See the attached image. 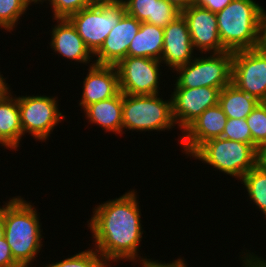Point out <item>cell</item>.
Masks as SVG:
<instances>
[{
    "mask_svg": "<svg viewBox=\"0 0 266 267\" xmlns=\"http://www.w3.org/2000/svg\"><path fill=\"white\" fill-rule=\"evenodd\" d=\"M160 97L159 94L123 93L122 134L128 130L142 133L143 131L165 132L175 128L171 97L168 100Z\"/></svg>",
    "mask_w": 266,
    "mask_h": 267,
    "instance_id": "cell-4",
    "label": "cell"
},
{
    "mask_svg": "<svg viewBox=\"0 0 266 267\" xmlns=\"http://www.w3.org/2000/svg\"><path fill=\"white\" fill-rule=\"evenodd\" d=\"M231 1L232 0H193V4L217 13L227 6Z\"/></svg>",
    "mask_w": 266,
    "mask_h": 267,
    "instance_id": "cell-32",
    "label": "cell"
},
{
    "mask_svg": "<svg viewBox=\"0 0 266 267\" xmlns=\"http://www.w3.org/2000/svg\"><path fill=\"white\" fill-rule=\"evenodd\" d=\"M258 48L266 52V11L262 8Z\"/></svg>",
    "mask_w": 266,
    "mask_h": 267,
    "instance_id": "cell-33",
    "label": "cell"
},
{
    "mask_svg": "<svg viewBox=\"0 0 266 267\" xmlns=\"http://www.w3.org/2000/svg\"><path fill=\"white\" fill-rule=\"evenodd\" d=\"M88 74L83 79L79 106L88 105L117 96L120 93L119 76L116 66L93 64L88 66Z\"/></svg>",
    "mask_w": 266,
    "mask_h": 267,
    "instance_id": "cell-16",
    "label": "cell"
},
{
    "mask_svg": "<svg viewBox=\"0 0 266 267\" xmlns=\"http://www.w3.org/2000/svg\"><path fill=\"white\" fill-rule=\"evenodd\" d=\"M31 4H42L45 2L46 3V0H28Z\"/></svg>",
    "mask_w": 266,
    "mask_h": 267,
    "instance_id": "cell-39",
    "label": "cell"
},
{
    "mask_svg": "<svg viewBox=\"0 0 266 267\" xmlns=\"http://www.w3.org/2000/svg\"><path fill=\"white\" fill-rule=\"evenodd\" d=\"M4 233H5V226L3 223V218L0 215V240L4 238Z\"/></svg>",
    "mask_w": 266,
    "mask_h": 267,
    "instance_id": "cell-37",
    "label": "cell"
},
{
    "mask_svg": "<svg viewBox=\"0 0 266 267\" xmlns=\"http://www.w3.org/2000/svg\"><path fill=\"white\" fill-rule=\"evenodd\" d=\"M84 115L89 124H96L105 130L122 135L123 117V93L117 96L88 105L84 110Z\"/></svg>",
    "mask_w": 266,
    "mask_h": 267,
    "instance_id": "cell-19",
    "label": "cell"
},
{
    "mask_svg": "<svg viewBox=\"0 0 266 267\" xmlns=\"http://www.w3.org/2000/svg\"><path fill=\"white\" fill-rule=\"evenodd\" d=\"M163 37L164 29L162 27L141 22L139 31L128 47V56L161 60Z\"/></svg>",
    "mask_w": 266,
    "mask_h": 267,
    "instance_id": "cell-21",
    "label": "cell"
},
{
    "mask_svg": "<svg viewBox=\"0 0 266 267\" xmlns=\"http://www.w3.org/2000/svg\"><path fill=\"white\" fill-rule=\"evenodd\" d=\"M201 55L197 54L189 63L172 71L178 75L173 87H212L222 90L231 83L233 52Z\"/></svg>",
    "mask_w": 266,
    "mask_h": 267,
    "instance_id": "cell-6",
    "label": "cell"
},
{
    "mask_svg": "<svg viewBox=\"0 0 266 267\" xmlns=\"http://www.w3.org/2000/svg\"><path fill=\"white\" fill-rule=\"evenodd\" d=\"M259 103L232 83L220 91L218 102L228 119H246Z\"/></svg>",
    "mask_w": 266,
    "mask_h": 267,
    "instance_id": "cell-22",
    "label": "cell"
},
{
    "mask_svg": "<svg viewBox=\"0 0 266 267\" xmlns=\"http://www.w3.org/2000/svg\"><path fill=\"white\" fill-rule=\"evenodd\" d=\"M53 21L57 24L49 30L51 39L48 43L52 51L54 50L53 52L58 53V56L60 55L68 61L71 60L70 62L74 61V65L75 62L85 66L93 65L95 63L94 55L87 48L72 23L67 18H57ZM90 62L92 63L90 64Z\"/></svg>",
    "mask_w": 266,
    "mask_h": 267,
    "instance_id": "cell-17",
    "label": "cell"
},
{
    "mask_svg": "<svg viewBox=\"0 0 266 267\" xmlns=\"http://www.w3.org/2000/svg\"><path fill=\"white\" fill-rule=\"evenodd\" d=\"M35 205L22 196L9 198L0 215L5 226L4 237L14 260L21 267H32L43 247V229Z\"/></svg>",
    "mask_w": 266,
    "mask_h": 267,
    "instance_id": "cell-2",
    "label": "cell"
},
{
    "mask_svg": "<svg viewBox=\"0 0 266 267\" xmlns=\"http://www.w3.org/2000/svg\"><path fill=\"white\" fill-rule=\"evenodd\" d=\"M32 6L28 0H0V29L7 32L16 30L21 16ZM15 28V29H14Z\"/></svg>",
    "mask_w": 266,
    "mask_h": 267,
    "instance_id": "cell-24",
    "label": "cell"
},
{
    "mask_svg": "<svg viewBox=\"0 0 266 267\" xmlns=\"http://www.w3.org/2000/svg\"><path fill=\"white\" fill-rule=\"evenodd\" d=\"M181 12L193 4V0H167Z\"/></svg>",
    "mask_w": 266,
    "mask_h": 267,
    "instance_id": "cell-34",
    "label": "cell"
},
{
    "mask_svg": "<svg viewBox=\"0 0 266 267\" xmlns=\"http://www.w3.org/2000/svg\"><path fill=\"white\" fill-rule=\"evenodd\" d=\"M239 259L242 261V267H266V260L263 259L262 256L259 257L250 250H246V252L242 251V254L239 255Z\"/></svg>",
    "mask_w": 266,
    "mask_h": 267,
    "instance_id": "cell-30",
    "label": "cell"
},
{
    "mask_svg": "<svg viewBox=\"0 0 266 267\" xmlns=\"http://www.w3.org/2000/svg\"><path fill=\"white\" fill-rule=\"evenodd\" d=\"M184 259V260H183ZM140 267H188V263L185 261L184 257H179L176 260H173L172 262L169 261V263L162 262L161 260H155L152 259L148 261H144L142 263H137Z\"/></svg>",
    "mask_w": 266,
    "mask_h": 267,
    "instance_id": "cell-31",
    "label": "cell"
},
{
    "mask_svg": "<svg viewBox=\"0 0 266 267\" xmlns=\"http://www.w3.org/2000/svg\"><path fill=\"white\" fill-rule=\"evenodd\" d=\"M171 92L172 113L175 124L182 133L207 108L219 102L220 88L174 87Z\"/></svg>",
    "mask_w": 266,
    "mask_h": 267,
    "instance_id": "cell-11",
    "label": "cell"
},
{
    "mask_svg": "<svg viewBox=\"0 0 266 267\" xmlns=\"http://www.w3.org/2000/svg\"><path fill=\"white\" fill-rule=\"evenodd\" d=\"M239 181L244 185V189L246 188L250 202H253L266 218V170L257 164Z\"/></svg>",
    "mask_w": 266,
    "mask_h": 267,
    "instance_id": "cell-23",
    "label": "cell"
},
{
    "mask_svg": "<svg viewBox=\"0 0 266 267\" xmlns=\"http://www.w3.org/2000/svg\"><path fill=\"white\" fill-rule=\"evenodd\" d=\"M52 7V18H68L93 3L92 0H46Z\"/></svg>",
    "mask_w": 266,
    "mask_h": 267,
    "instance_id": "cell-28",
    "label": "cell"
},
{
    "mask_svg": "<svg viewBox=\"0 0 266 267\" xmlns=\"http://www.w3.org/2000/svg\"><path fill=\"white\" fill-rule=\"evenodd\" d=\"M141 22L125 13L112 28L101 48L94 54L95 64L116 66L128 56V47L139 31Z\"/></svg>",
    "mask_w": 266,
    "mask_h": 267,
    "instance_id": "cell-15",
    "label": "cell"
},
{
    "mask_svg": "<svg viewBox=\"0 0 266 267\" xmlns=\"http://www.w3.org/2000/svg\"><path fill=\"white\" fill-rule=\"evenodd\" d=\"M125 13L123 1L94 3L67 19L94 55Z\"/></svg>",
    "mask_w": 266,
    "mask_h": 267,
    "instance_id": "cell-7",
    "label": "cell"
},
{
    "mask_svg": "<svg viewBox=\"0 0 266 267\" xmlns=\"http://www.w3.org/2000/svg\"><path fill=\"white\" fill-rule=\"evenodd\" d=\"M126 13L139 22L165 28L181 11L167 0H123Z\"/></svg>",
    "mask_w": 266,
    "mask_h": 267,
    "instance_id": "cell-18",
    "label": "cell"
},
{
    "mask_svg": "<svg viewBox=\"0 0 266 267\" xmlns=\"http://www.w3.org/2000/svg\"><path fill=\"white\" fill-rule=\"evenodd\" d=\"M246 120L252 141L260 149L266 144V102H260Z\"/></svg>",
    "mask_w": 266,
    "mask_h": 267,
    "instance_id": "cell-26",
    "label": "cell"
},
{
    "mask_svg": "<svg viewBox=\"0 0 266 267\" xmlns=\"http://www.w3.org/2000/svg\"><path fill=\"white\" fill-rule=\"evenodd\" d=\"M162 64L153 58L125 57L116 65L120 92L129 95L160 94Z\"/></svg>",
    "mask_w": 266,
    "mask_h": 267,
    "instance_id": "cell-9",
    "label": "cell"
},
{
    "mask_svg": "<svg viewBox=\"0 0 266 267\" xmlns=\"http://www.w3.org/2000/svg\"><path fill=\"white\" fill-rule=\"evenodd\" d=\"M190 158L240 180L258 164V151L251 144L219 137L204 142Z\"/></svg>",
    "mask_w": 266,
    "mask_h": 267,
    "instance_id": "cell-5",
    "label": "cell"
},
{
    "mask_svg": "<svg viewBox=\"0 0 266 267\" xmlns=\"http://www.w3.org/2000/svg\"><path fill=\"white\" fill-rule=\"evenodd\" d=\"M227 116L219 104L207 108L181 134L178 140L182 153L191 156L204 142L222 136ZM182 135V136H181Z\"/></svg>",
    "mask_w": 266,
    "mask_h": 267,
    "instance_id": "cell-13",
    "label": "cell"
},
{
    "mask_svg": "<svg viewBox=\"0 0 266 267\" xmlns=\"http://www.w3.org/2000/svg\"><path fill=\"white\" fill-rule=\"evenodd\" d=\"M258 164L266 170V144L258 151Z\"/></svg>",
    "mask_w": 266,
    "mask_h": 267,
    "instance_id": "cell-36",
    "label": "cell"
},
{
    "mask_svg": "<svg viewBox=\"0 0 266 267\" xmlns=\"http://www.w3.org/2000/svg\"><path fill=\"white\" fill-rule=\"evenodd\" d=\"M6 78H3V74L0 72V98L6 96L10 91L11 88L8 83H6Z\"/></svg>",
    "mask_w": 266,
    "mask_h": 267,
    "instance_id": "cell-35",
    "label": "cell"
},
{
    "mask_svg": "<svg viewBox=\"0 0 266 267\" xmlns=\"http://www.w3.org/2000/svg\"><path fill=\"white\" fill-rule=\"evenodd\" d=\"M186 19L191 42L200 54L227 51L220 41L216 13L192 4L181 12Z\"/></svg>",
    "mask_w": 266,
    "mask_h": 267,
    "instance_id": "cell-12",
    "label": "cell"
},
{
    "mask_svg": "<svg viewBox=\"0 0 266 267\" xmlns=\"http://www.w3.org/2000/svg\"><path fill=\"white\" fill-rule=\"evenodd\" d=\"M10 91L0 98V142L10 151L21 146L23 129L21 126L18 97Z\"/></svg>",
    "mask_w": 266,
    "mask_h": 267,
    "instance_id": "cell-20",
    "label": "cell"
},
{
    "mask_svg": "<svg viewBox=\"0 0 266 267\" xmlns=\"http://www.w3.org/2000/svg\"><path fill=\"white\" fill-rule=\"evenodd\" d=\"M95 248L78 251L58 262L46 264L44 267H111Z\"/></svg>",
    "mask_w": 266,
    "mask_h": 267,
    "instance_id": "cell-25",
    "label": "cell"
},
{
    "mask_svg": "<svg viewBox=\"0 0 266 267\" xmlns=\"http://www.w3.org/2000/svg\"><path fill=\"white\" fill-rule=\"evenodd\" d=\"M221 137L227 140L251 144L259 151V148L252 141V135L246 119H227Z\"/></svg>",
    "mask_w": 266,
    "mask_h": 267,
    "instance_id": "cell-27",
    "label": "cell"
},
{
    "mask_svg": "<svg viewBox=\"0 0 266 267\" xmlns=\"http://www.w3.org/2000/svg\"><path fill=\"white\" fill-rule=\"evenodd\" d=\"M163 29V51L160 61L166 64L164 67L167 66L174 71L193 60L197 53L191 42L187 21L182 14Z\"/></svg>",
    "mask_w": 266,
    "mask_h": 267,
    "instance_id": "cell-14",
    "label": "cell"
},
{
    "mask_svg": "<svg viewBox=\"0 0 266 267\" xmlns=\"http://www.w3.org/2000/svg\"><path fill=\"white\" fill-rule=\"evenodd\" d=\"M262 8L254 0H232L216 13L219 38L227 51L258 48Z\"/></svg>",
    "mask_w": 266,
    "mask_h": 267,
    "instance_id": "cell-3",
    "label": "cell"
},
{
    "mask_svg": "<svg viewBox=\"0 0 266 267\" xmlns=\"http://www.w3.org/2000/svg\"><path fill=\"white\" fill-rule=\"evenodd\" d=\"M58 97L46 95L18 96L23 136L31 135L35 141L47 142L50 134L66 116L59 110Z\"/></svg>",
    "mask_w": 266,
    "mask_h": 267,
    "instance_id": "cell-8",
    "label": "cell"
},
{
    "mask_svg": "<svg viewBox=\"0 0 266 267\" xmlns=\"http://www.w3.org/2000/svg\"><path fill=\"white\" fill-rule=\"evenodd\" d=\"M137 196V191L130 189L118 198L99 203L87 221L94 243L92 247L109 265L114 263L115 266L120 260L134 264L151 260L138 254L145 231Z\"/></svg>",
    "mask_w": 266,
    "mask_h": 267,
    "instance_id": "cell-1",
    "label": "cell"
},
{
    "mask_svg": "<svg viewBox=\"0 0 266 267\" xmlns=\"http://www.w3.org/2000/svg\"><path fill=\"white\" fill-rule=\"evenodd\" d=\"M3 146L5 149H7L1 142H0V147Z\"/></svg>",
    "mask_w": 266,
    "mask_h": 267,
    "instance_id": "cell-40",
    "label": "cell"
},
{
    "mask_svg": "<svg viewBox=\"0 0 266 267\" xmlns=\"http://www.w3.org/2000/svg\"><path fill=\"white\" fill-rule=\"evenodd\" d=\"M231 83L266 102V52L259 48L233 52Z\"/></svg>",
    "mask_w": 266,
    "mask_h": 267,
    "instance_id": "cell-10",
    "label": "cell"
},
{
    "mask_svg": "<svg viewBox=\"0 0 266 267\" xmlns=\"http://www.w3.org/2000/svg\"><path fill=\"white\" fill-rule=\"evenodd\" d=\"M0 267H21L13 258L5 237L0 240Z\"/></svg>",
    "mask_w": 266,
    "mask_h": 267,
    "instance_id": "cell-29",
    "label": "cell"
},
{
    "mask_svg": "<svg viewBox=\"0 0 266 267\" xmlns=\"http://www.w3.org/2000/svg\"><path fill=\"white\" fill-rule=\"evenodd\" d=\"M93 3H107V2H120L123 0H92Z\"/></svg>",
    "mask_w": 266,
    "mask_h": 267,
    "instance_id": "cell-38",
    "label": "cell"
}]
</instances>
